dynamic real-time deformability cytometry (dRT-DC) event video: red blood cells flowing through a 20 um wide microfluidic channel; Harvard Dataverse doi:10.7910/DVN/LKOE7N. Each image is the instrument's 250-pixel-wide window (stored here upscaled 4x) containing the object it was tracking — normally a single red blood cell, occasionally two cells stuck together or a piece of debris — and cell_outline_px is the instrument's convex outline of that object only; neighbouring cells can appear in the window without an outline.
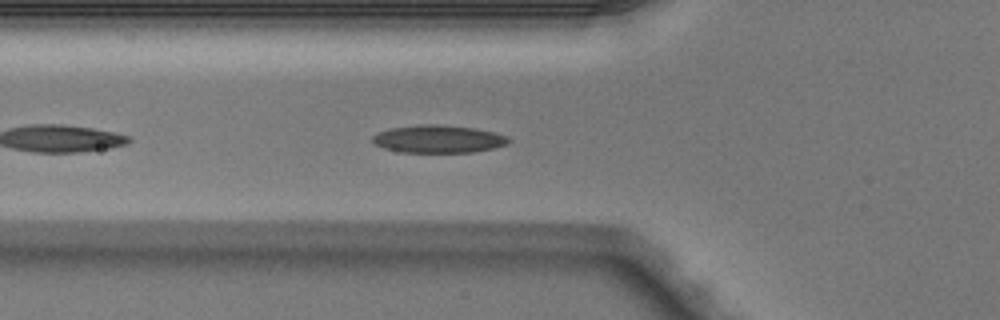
{"species": "Egyptian fruit bat (a non-hibernating species)", "species_latin": "Rousettus aegyptiacus", "temperature_condition": "warm", "stored_images_in_passage": 28, "camera_frame_rate_fps": 3000, "um_per_image_px": 0.085, "animal": {"sex": "male"}, "frame": {"image": 1, "passage_image": 5, "time_ms": 1.333, "image_size_px": [1000, 320], "cell_outline_px": [[512, 140], [508, 144], [496, 148], [472, 152], [404, 152], [384, 148], [376, 144], [372, 140], [372, 136], [376, 132], [388, 128], [420, 124], [436, 124], [476, 128], [496, 132], [508, 136]], "centroid_in_image_um": [37.3, 11.8], "position_along_channel_um": 88.5, "area_um2": 22.25}}
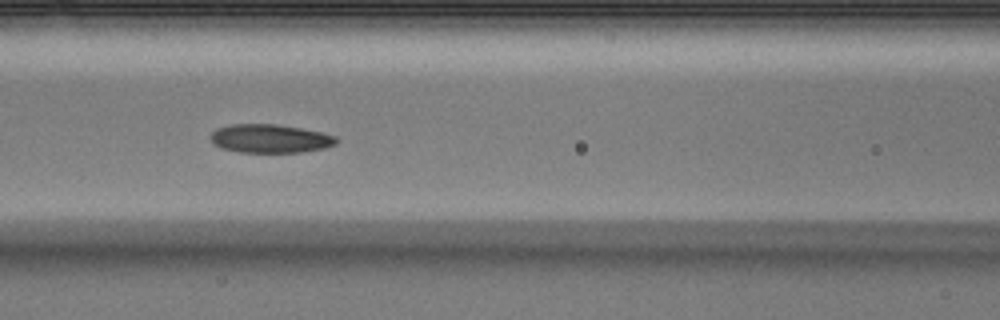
{"frame": {"image": 2, "passage_image": 9, "time_ms": 2.667, "image_size_px": [1000, 320], "cell_outline_px": [[340, 140], [336, 144], [324, 148], [300, 152], [240, 152], [220, 148], [212, 144], [212, 132], [216, 128], [232, 124], [276, 124], [300, 128], [320, 132], [336, 136]], "centroid_in_image_um": [22.96, 11.78], "position_along_channel_um": 143.6, "area_um2": 20.92}, "authors_computed_cell_mechanics": {"area_um2": 21.2704, "velocity_mm_per_s": 4.0853, "shape_relaxation_time_tau1_ms": 3.682, "shape_relaxation_time_tau2_ms": 2.8198, "deformation_change_tau1": 0.1171, "deformation_change_tau2": 0.1016}}